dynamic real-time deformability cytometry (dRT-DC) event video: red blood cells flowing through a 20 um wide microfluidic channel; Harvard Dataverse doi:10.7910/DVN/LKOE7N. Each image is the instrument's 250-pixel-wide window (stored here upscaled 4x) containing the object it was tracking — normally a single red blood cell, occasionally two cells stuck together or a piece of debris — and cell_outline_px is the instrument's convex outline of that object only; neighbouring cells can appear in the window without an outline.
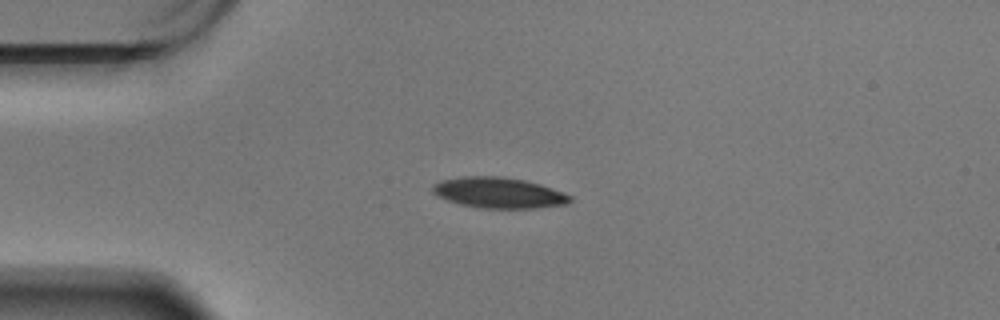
{"species": "Egyptian fruit bat (a non-hibernating species)", "species_latin": "Rousettus aegyptiacus", "temperature_condition": "warm", "stored_images_in_passage": 45, "camera_frame_rate_fps": 3000, "um_per_image_px": 0.085, "animal": {"sex": "male"}, "frame": {"image": 1, "passage_image": 1, "time_ms": 0.0, "image_size_px": [1000, 320], "cell_outline_px": [[572, 200], [568, 204], [532, 208], [484, 208], [460, 204], [436, 196], [432, 192], [432, 184], [440, 180], [464, 176], [500, 176], [524, 180], [540, 184], [564, 192], [572, 196]], "centroid_in_image_um": [42.38, 16.38], "position_along_channel_um": 42.6, "area_um2": 24.68}}
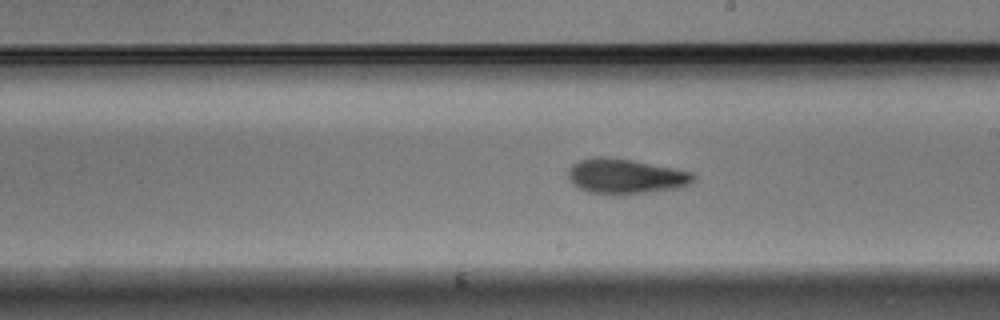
{"frame": {"image": 2, "passage_image": 20, "time_ms": 6.333, "image_size_px": [1000, 320], "cell_outline_px": [[696, 180], [680, 188], [648, 192], [588, 192], [572, 184], [568, 176], [568, 168], [572, 164], [580, 160], [596, 156], [600, 156], [632, 160], [676, 168], [692, 172], [696, 176]], "centroid_in_image_um": [53.2, 14.95], "position_along_channel_um": 235.8, "area_um2": 25.09}}
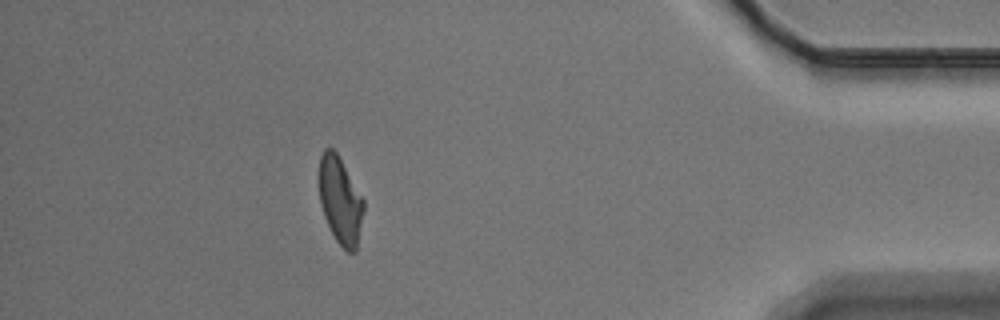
{"frame": {"image": 3, "passage_image": 39, "time_ms": 12.667, "image_size_px": [1000, 320], "cell_outline_px": [[364, 208], [356, 252], [348, 252], [336, 240], [324, 216], [320, 204], [320, 156], [324, 148], [332, 148], [336, 152], [364, 200]], "centroid_in_image_um": [28.93, 17.05], "position_along_channel_um": 406.3, "area_um2": 22.14}, "authors_computed_cell_mechanics": {"area_um2": 24.3916, "velocity_mm_per_s": 3.4291, "shape_relaxation_time_tau1_ms": 4.9693, "shape_relaxation_time_tau2_ms": 2.0517, "deformation_change_tau1": 0.1628, "deformation_change_tau2": 0.0873}}